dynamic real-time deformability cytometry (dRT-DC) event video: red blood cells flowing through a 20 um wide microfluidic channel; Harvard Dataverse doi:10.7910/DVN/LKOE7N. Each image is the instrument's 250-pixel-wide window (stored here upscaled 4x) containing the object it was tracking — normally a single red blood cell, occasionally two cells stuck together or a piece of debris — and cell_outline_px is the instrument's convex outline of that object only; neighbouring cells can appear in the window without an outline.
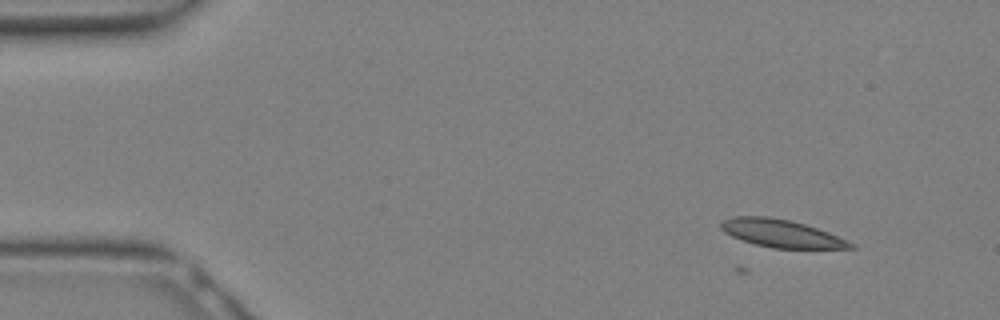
{"species": "Egyptian fruit bat (a non-hibernating species)", "species_latin": "Rousettus aegyptiacus", "temperature_condition": "warm", "stored_images_in_passage": 10, "camera_frame_rate_fps": 3000, "um_per_image_px": 0.085, "animal": {"sex": "female"}, "frame": {"image": 1, "passage_image": 2, "time_ms": 0.333, "image_size_px": [1000, 320], "cell_outline_px": [[856, 248], [772, 248], [756, 244], [732, 236], [724, 232], [720, 228], [720, 224], [724, 220], [732, 216], [768, 216], [792, 220], [828, 232], [856, 244]], "centroid_in_image_um": [66.41, 19.83], "position_along_channel_um": 18.6, "area_um2": 20.81}}
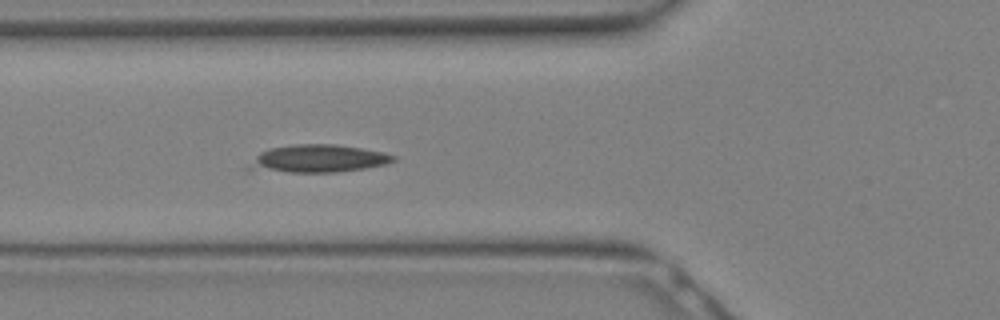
{"frame": {"image": 2, "passage_image": 10, "time_ms": 3.0, "image_size_px": [1000, 320], "cell_outline_px": [[396, 160], [388, 164], [364, 168], [336, 172], [288, 172], [244, 168], [260, 152], [268, 148], [292, 144], [336, 144], [384, 152], [396, 156]], "centroid_in_image_um": [27.05, 13.47], "position_along_channel_um": 98.7, "area_um2": 23.29}}